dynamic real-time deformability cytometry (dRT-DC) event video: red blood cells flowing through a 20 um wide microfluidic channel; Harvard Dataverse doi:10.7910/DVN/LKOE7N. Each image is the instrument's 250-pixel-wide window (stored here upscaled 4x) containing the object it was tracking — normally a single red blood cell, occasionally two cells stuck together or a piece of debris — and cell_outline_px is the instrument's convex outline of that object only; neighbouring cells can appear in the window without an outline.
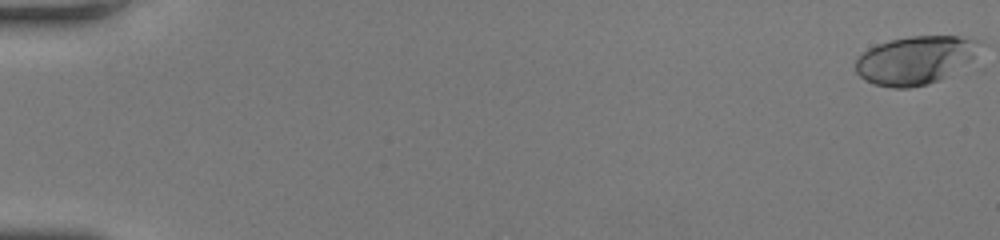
{"species": "human", "species_latin": "Homo sapiens", "temperature_condition": "room temperature", "stored_images_in_passage": 53, "camera_frame_rate_fps": 3000, "um_per_image_px": 0.085, "donor": {"sex": "female"}, "frame": {"image": 1, "passage_image": 1, "time_ms": 0.0, "image_size_px": [1000, 240], "cell_outline_px": [[984, 40], [972, 56], [968, 60], [940, 80], [928, 84], [908, 88], [892, 88], [872, 84], [864, 80], [856, 72], [856, 56], [868, 48], [876, 44], [888, 40], [908, 36], [956, 36]], "centroid_in_image_um": [77.71, 5.1], "position_along_channel_um": 7.3, "area_um2": 34.8}}
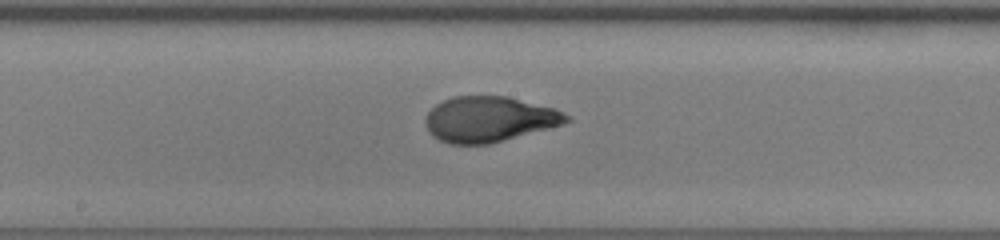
{"frame": {"image": 2, "passage_image": 30, "time_ms": 9.667, "image_size_px": [1000, 240], "cell_outline_px": [[572, 120], [564, 124], [488, 144], [448, 144], [432, 136], [424, 120], [428, 112], [436, 104], [452, 96], [508, 96], [556, 108], [572, 116]], "centroid_in_image_um": [41.61, 10.12], "position_along_channel_um": 206.6, "area_um2": 37.51}}
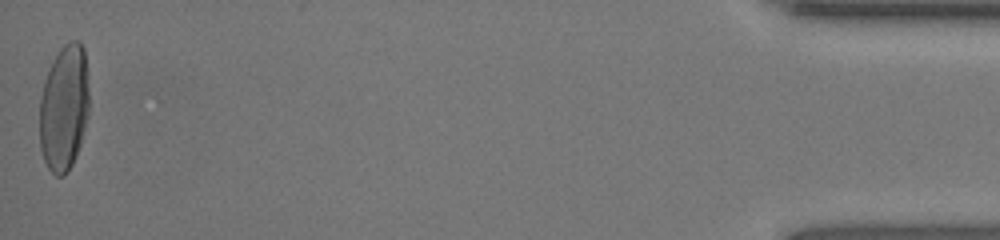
{"frame": {"image": 3, "passage_image": 53, "time_ms": 17.333, "image_size_px": [1000, 240], "cell_outline_px": [[88, 116], [80, 144], [76, 156], [72, 164], [64, 176], [56, 176], [48, 168], [44, 160], [40, 148], [40, 96], [44, 80], [52, 60], [60, 48], [68, 40], [76, 40], [84, 48], [88, 88]], "centroid_in_image_um": [5.43, 9.16], "position_along_channel_um": 429.8, "area_um2": 36.53}, "authors_computed_cell_mechanics": {"area_um2": 36.1828, "velocity_mm_per_s": 4.0618, "shape_relaxation_time_tau1_ms": 5.2152, "shape_relaxation_time_tau2_ms": 0.6575, "deformation_change_tau1": 0.2421, "deformation_change_tau2": 0.0577}}